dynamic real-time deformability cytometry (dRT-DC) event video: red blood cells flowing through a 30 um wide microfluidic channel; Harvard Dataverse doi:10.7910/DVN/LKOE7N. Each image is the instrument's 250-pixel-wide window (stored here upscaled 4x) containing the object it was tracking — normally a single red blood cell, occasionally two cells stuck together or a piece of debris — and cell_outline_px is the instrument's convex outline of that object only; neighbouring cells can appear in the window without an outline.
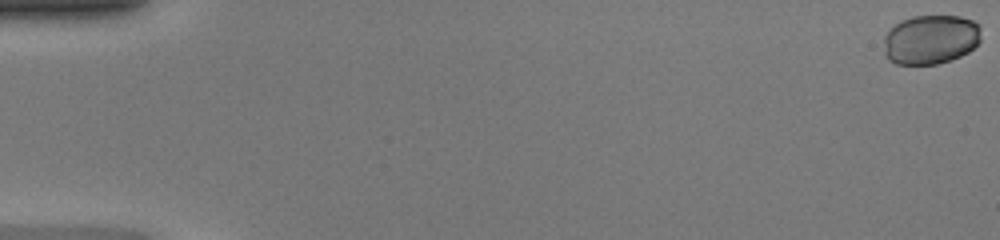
{"species": "common noctule bat (a hibernating species)", "species_latin": "Nyctalus noctula", "temperature_condition": "warm", "stored_images_in_passage": 12, "camera_frame_rate_fps": 3000, "um_per_image_px": 0.085, "animal": {"sex": "female", "body_mass_g": 20.0, "forearm_length_mm": 54.0}, "frame": {"image": 1, "passage_image": 1, "time_ms": 0.0, "image_size_px": [1000, 240], "cell_outline_px": [[980, 40], [968, 52], [960, 56], [936, 64], [896, 64], [888, 60], [884, 52], [884, 36], [900, 20], [912, 16], [960, 16], [972, 20], [980, 28]], "centroid_in_image_um": [79.07, 3.35], "position_along_channel_um": 5.9, "area_um2": 27.92}}